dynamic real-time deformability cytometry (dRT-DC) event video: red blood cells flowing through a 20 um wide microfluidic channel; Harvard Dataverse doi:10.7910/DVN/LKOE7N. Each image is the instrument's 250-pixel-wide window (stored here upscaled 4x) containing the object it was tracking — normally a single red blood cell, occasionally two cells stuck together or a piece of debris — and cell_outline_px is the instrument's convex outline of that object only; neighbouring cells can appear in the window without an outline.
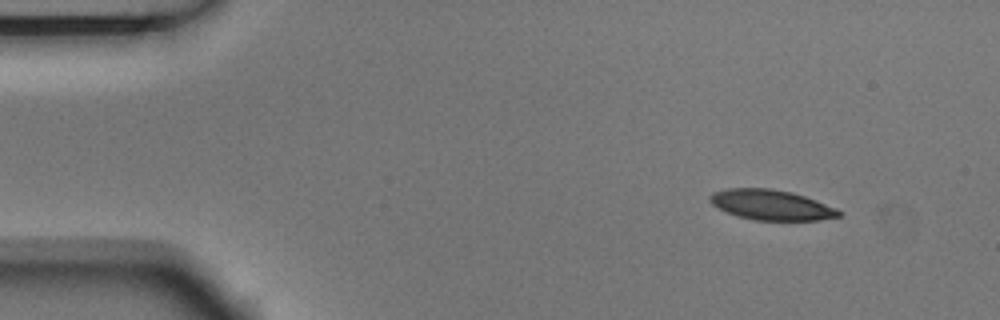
{"species": "Egyptian fruit bat (a non-hibernating species)", "species_latin": "Rousettus aegyptiacus", "temperature_condition": "room temperature", "stored_images_in_passage": 6, "camera_frame_rate_fps": 3000, "um_per_image_px": 0.085, "animal": {"sex": "male"}, "frame": {"image": 1, "passage_image": 1, "time_ms": 0.0, "image_size_px": [1000, 320], "cell_outline_px": [[840, 216], [820, 220], [756, 220], [740, 216], [728, 212], [712, 204], [708, 200], [712, 192], [728, 188], [768, 188], [792, 192], [816, 200], [836, 208], [840, 212]], "centroid_in_image_um": [65.55, 17.4], "position_along_channel_um": 19.4, "area_um2": 22.43}}
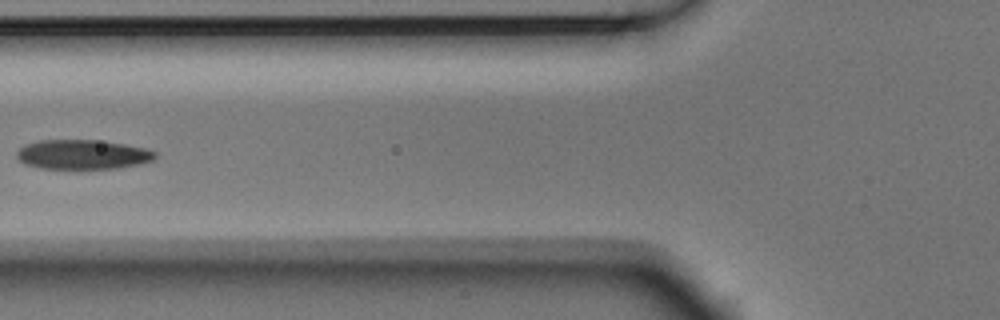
{"frame": {"image": 2, "passage_image": 5, "time_ms": 1.333, "image_size_px": [1000, 320], "cell_outline_px": [[156, 156], [152, 160], [120, 168], [80, 172], [76, 172], [40, 168], [24, 164], [16, 156], [16, 152], [24, 144], [40, 140], [96, 140], [124, 144], [148, 148], [156, 152]], "centroid_in_image_um": [6.99, 13.18], "position_along_channel_um": 118.8, "area_um2": 24.91}}
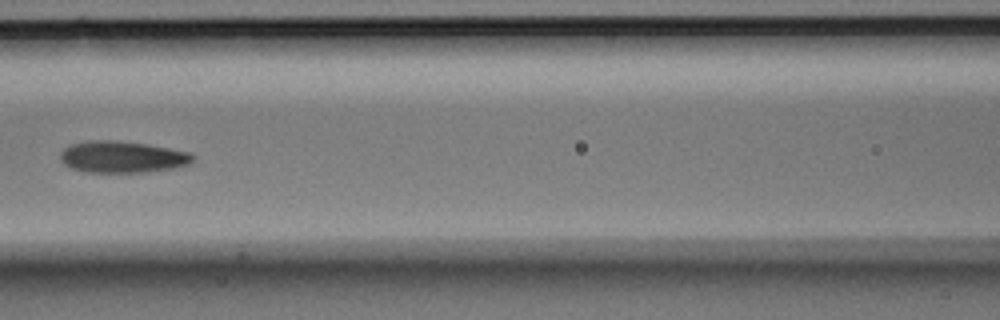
{"frame": {"image": 3, "passage_image": 6, "time_ms": 1.667, "image_size_px": [1000, 320], "cell_outline_px": [[196, 160], [188, 164], [172, 168], [144, 172], [84, 172], [72, 168], [64, 164], [60, 160], [60, 152], [68, 144], [84, 140], [116, 140], [148, 144], [192, 152], [196, 156]], "centroid_in_image_um": [10.39, 13.32], "position_along_channel_um": 156.2, "area_um2": 24.85}}